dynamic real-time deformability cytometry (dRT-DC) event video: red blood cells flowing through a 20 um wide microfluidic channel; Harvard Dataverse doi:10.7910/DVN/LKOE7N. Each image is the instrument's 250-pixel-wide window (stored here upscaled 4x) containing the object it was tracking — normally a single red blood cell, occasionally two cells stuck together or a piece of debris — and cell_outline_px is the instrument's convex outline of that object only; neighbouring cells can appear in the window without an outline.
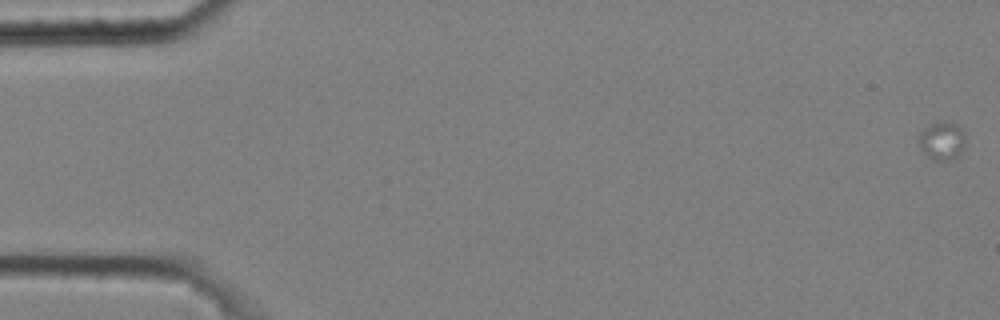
{"species": "common noctule bat (a hibernating species)", "species_latin": "Nyctalus noctula", "temperature_condition": "cold", "stored_images_in_passage": 19, "camera_frame_rate_fps": 3000, "um_per_image_px": 0.085, "animal": {"sex": "male", "body_mass_g": 20.4}, "frame": {"image": 1, "passage_image": 1, "time_ms": 0.0, "image_size_px": [1000, 320], "cell_outline_px": [[964, 148], [956, 156], [948, 160], [932, 160], [920, 148], [920, 132], [928, 124], [944, 120], [956, 124], [964, 132]], "centroid_in_image_um": [80.07, 11.94], "position_along_channel_um": 4.9, "area_um2": 10.29}}